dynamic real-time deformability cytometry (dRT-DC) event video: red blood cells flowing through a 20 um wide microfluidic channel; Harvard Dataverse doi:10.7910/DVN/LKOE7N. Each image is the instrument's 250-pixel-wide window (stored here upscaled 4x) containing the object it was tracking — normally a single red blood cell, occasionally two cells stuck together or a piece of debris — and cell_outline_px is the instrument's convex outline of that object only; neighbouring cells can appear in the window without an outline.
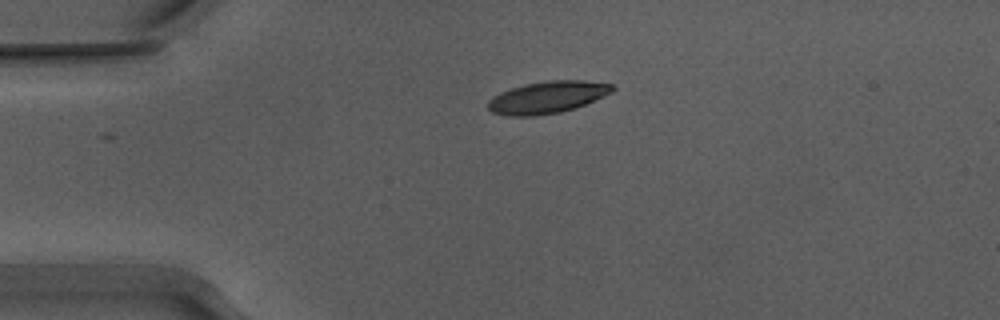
{"species": "Egyptian fruit bat (a non-hibernating species)", "species_latin": "Rousettus aegyptiacus", "temperature_condition": "warm", "stored_images_in_passage": 14, "camera_frame_rate_fps": 3000, "um_per_image_px": 0.085, "animal": {"sex": "male"}, "frame": {"image": 1, "passage_image": 1, "time_ms": 0.0, "image_size_px": [1000, 320], "cell_outline_px": [[616, 88], [612, 92], [576, 108], [560, 112], [532, 116], [512, 116], [492, 112], [488, 108], [488, 100], [492, 96], [500, 92], [524, 84], [548, 80], [584, 80], [612, 84]], "centroid_in_image_um": [46.53, 8.26], "position_along_channel_um": 38.5, "area_um2": 23.18}}
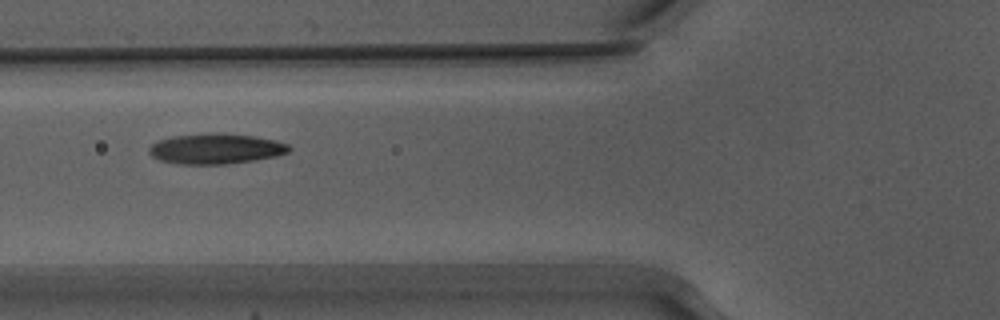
{"frame": {"image": 2, "passage_image": 9, "time_ms": 2.667, "image_size_px": [1000, 320], "cell_outline_px": [[292, 148], [288, 152], [276, 156], [256, 160], [224, 164], [176, 164], [160, 160], [152, 156], [148, 152], [148, 148], [152, 144], [160, 140], [172, 136], [220, 132], [256, 136], [276, 140], [288, 144]], "centroid_in_image_um": [18.36, 12.64], "position_along_channel_um": 107.4, "area_um2": 24.97}}
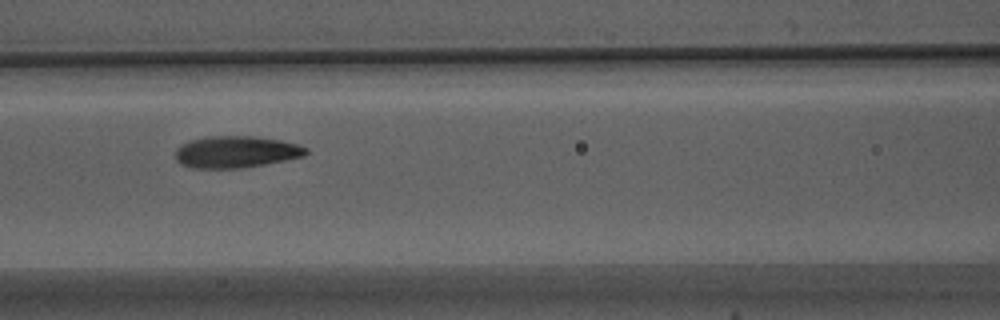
{"frame": {"image": 3, "passage_image": 12, "time_ms": 3.667, "image_size_px": [1000, 320], "cell_outline_px": [[308, 152], [304, 156], [244, 168], [192, 168], [180, 164], [176, 160], [176, 148], [180, 144], [188, 140], [208, 136], [252, 136], [280, 140], [296, 144], [308, 148]], "centroid_in_image_um": [20.02, 12.91], "position_along_channel_um": 146.6, "area_um2": 24.28}}